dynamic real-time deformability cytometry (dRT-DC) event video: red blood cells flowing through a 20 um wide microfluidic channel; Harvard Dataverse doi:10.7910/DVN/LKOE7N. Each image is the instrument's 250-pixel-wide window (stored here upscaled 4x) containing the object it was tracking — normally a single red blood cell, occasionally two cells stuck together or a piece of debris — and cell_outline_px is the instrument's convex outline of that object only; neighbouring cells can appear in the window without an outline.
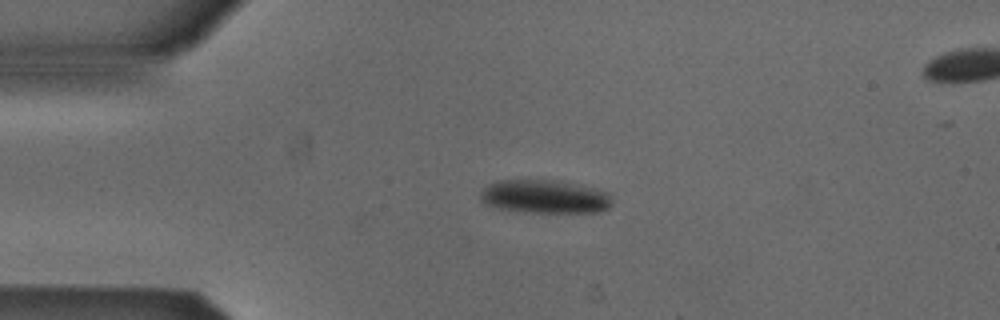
{"species": "Egyptian fruit bat (a non-hibernating species)", "species_latin": "Rousettus aegyptiacus", "temperature_condition": "cold", "stored_images_in_passage": 27, "camera_frame_rate_fps": 3000, "um_per_image_px": 0.085, "animal": {"sex": "male"}, "frame": {"image": 1, "passage_image": 1, "time_ms": 0.0, "image_size_px": [1000, 320], "cell_outline_px": [[608, 208], [596, 212], [532, 212], [500, 208], [488, 204], [480, 196], [480, 192], [488, 184], [496, 180], [556, 180], [580, 184], [604, 192], [608, 196]], "centroid_in_image_um": [46.25, 16.69], "position_along_channel_um": 38.7, "area_um2": 25.03}}
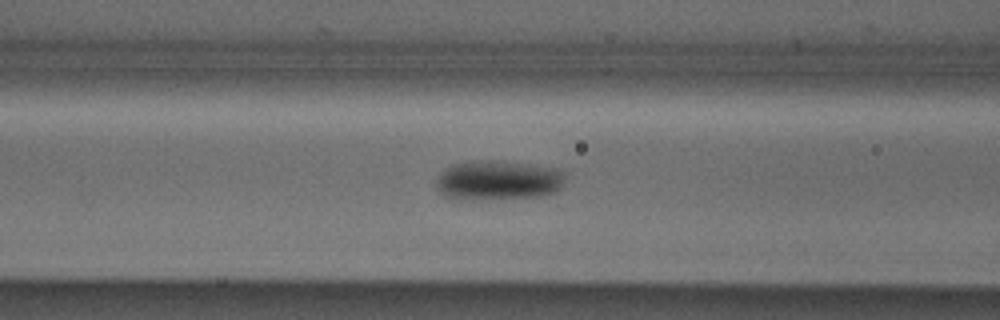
{"frame": {"image": 2, "passage_image": 10, "time_ms": 3.0, "image_size_px": [1000, 320], "cell_outline_px": [[564, 176], [560, 188], [556, 192], [548, 196], [480, 200], [460, 200], [444, 196], [436, 188], [436, 180], [440, 172], [452, 164], [484, 160], [500, 160], [556, 168], [564, 172]], "centroid_in_image_um": [42.32, 15.34], "position_along_channel_um": 124.3, "area_um2": 30.35}}
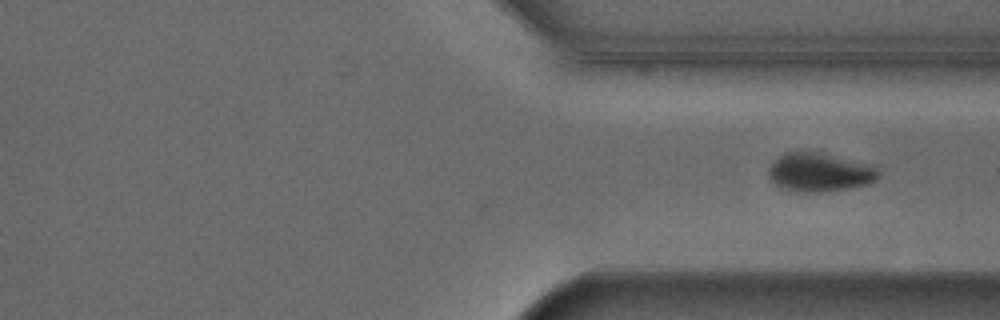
{"frame": {"image": 3, "passage_image": 27, "time_ms": 8.667, "image_size_px": [1000, 320], "cell_outline_px": [[880, 176], [876, 180], [868, 184], [852, 188], [824, 192], [796, 192], [780, 188], [768, 176], [768, 168], [780, 156], [788, 152], [824, 152], [876, 164], [880, 168]], "centroid_in_image_um": [69.77, 14.64], "position_along_channel_um": 341.6, "area_um2": 25.55}}